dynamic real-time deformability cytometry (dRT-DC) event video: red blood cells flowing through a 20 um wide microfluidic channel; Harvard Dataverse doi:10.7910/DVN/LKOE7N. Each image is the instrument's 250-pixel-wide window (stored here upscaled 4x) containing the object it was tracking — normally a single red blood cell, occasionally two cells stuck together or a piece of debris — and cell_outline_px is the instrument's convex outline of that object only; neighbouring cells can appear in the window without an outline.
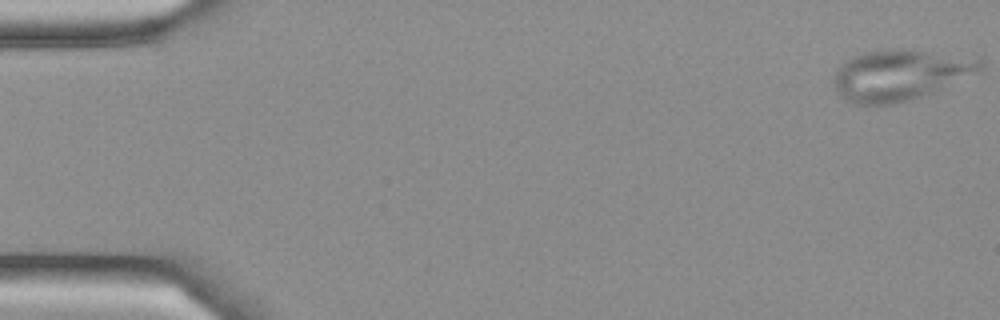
{"species": "Egyptian fruit bat (a non-hibernating species)", "species_latin": "Rousettus aegyptiacus", "temperature_condition": "cold", "stored_images_in_passage": 5, "camera_frame_rate_fps": 3000, "um_per_image_px": 0.085, "frame": {"image": 1, "passage_image": 1, "time_ms": 0.0, "image_size_px": [1000, 320], "cell_outline_px": [[984, 68], [936, 92], [912, 100], [892, 104], [852, 104], [832, 84], [832, 76], [840, 64], [844, 60], [852, 56], [864, 52], [888, 48], [892, 48], [980, 56], [984, 60]], "centroid_in_image_um": [76.55, 6.34], "position_along_channel_um": 8.5, "area_um2": 44.1}}